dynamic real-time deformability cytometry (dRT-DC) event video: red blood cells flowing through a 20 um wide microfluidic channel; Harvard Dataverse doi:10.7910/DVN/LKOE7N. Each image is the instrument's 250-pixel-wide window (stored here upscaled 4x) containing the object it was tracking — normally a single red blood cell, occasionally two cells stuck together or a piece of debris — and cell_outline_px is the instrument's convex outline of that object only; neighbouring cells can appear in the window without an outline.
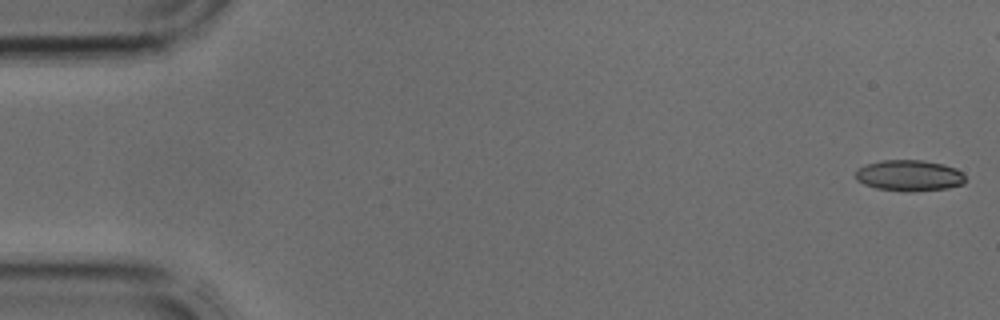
{"species": "common noctule bat (a hibernating species)", "species_latin": "Nyctalus noctula", "temperature_condition": "cold", "stored_images_in_passage": 5, "camera_frame_rate_fps": 3000, "um_per_image_px": 0.085, "animal": {"sex": "male", "body_mass_g": 17.9, "forearm_length_mm": 54.2}, "frame": {"image": 1, "passage_image": 1, "time_ms": 0.0, "image_size_px": [1000, 320], "cell_outline_px": [[964, 184], [948, 188], [908, 192], [904, 192], [876, 188], [864, 184], [856, 180], [856, 172], [860, 168], [868, 164], [884, 160], [924, 160], [944, 164], [956, 168], [964, 172]], "centroid_in_image_um": [77.33, 14.93], "position_along_channel_um": 7.7, "area_um2": 19.94}}